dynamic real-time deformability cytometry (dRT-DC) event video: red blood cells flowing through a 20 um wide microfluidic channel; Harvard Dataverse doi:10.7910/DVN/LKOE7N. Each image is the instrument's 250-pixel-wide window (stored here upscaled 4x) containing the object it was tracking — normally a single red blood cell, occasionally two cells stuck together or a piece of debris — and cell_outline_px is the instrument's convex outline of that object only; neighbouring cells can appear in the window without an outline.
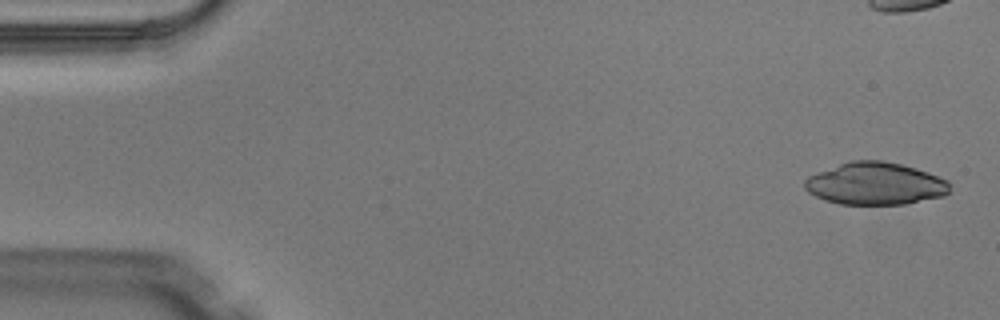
{"species": "Egyptian fruit bat (a non-hibernating species)", "species_latin": "Rousettus aegyptiacus", "temperature_condition": "warm", "stored_images_in_passage": 5, "camera_frame_rate_fps": 3000, "um_per_image_px": 0.085, "animal": {"sex": "male"}, "frame": {"image": 1, "passage_image": 1, "time_ms": 0.0, "image_size_px": [1000, 320], "cell_outline_px": [[948, 192], [944, 196], [904, 204], [840, 204], [824, 200], [808, 192], [804, 188], [804, 180], [808, 176], [840, 164], [852, 160], [880, 160], [900, 164], [916, 168], [928, 172], [948, 180]], "centroid_in_image_um": [74.39, 15.61], "position_along_channel_um": 10.6, "area_um2": 35.6}}
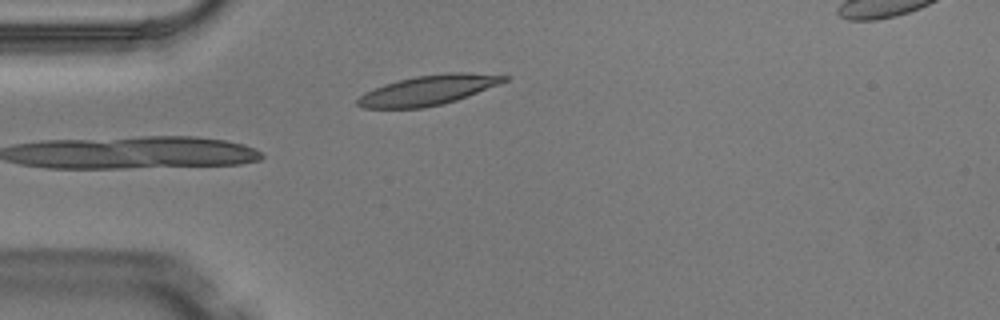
{"frame": {"image": 2, "passage_image": 4, "time_ms": 1.0, "image_size_px": [1000, 320], "cell_outline_px": [[512, 76], [508, 80], [500, 84], [468, 96], [456, 100], [424, 108], [364, 108], [356, 104], [356, 100], [364, 92], [384, 84], [416, 76], [448, 72], [464, 72]], "centroid_in_image_um": [36.42, 7.66], "position_along_channel_um": 48.6, "area_um2": 25.43}}